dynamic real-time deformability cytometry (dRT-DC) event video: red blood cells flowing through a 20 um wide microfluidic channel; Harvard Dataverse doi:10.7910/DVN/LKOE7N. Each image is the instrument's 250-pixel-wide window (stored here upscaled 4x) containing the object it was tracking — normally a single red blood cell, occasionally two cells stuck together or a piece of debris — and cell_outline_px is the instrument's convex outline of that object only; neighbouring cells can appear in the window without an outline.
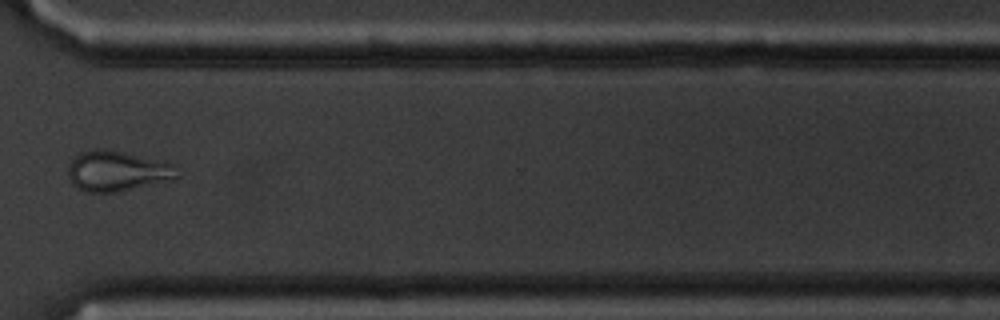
{"species": "common noctule bat (a hibernating species)", "species_latin": "Nyctalus noctula", "temperature_condition": "cold", "stored_images_in_passage": 14, "camera_frame_rate_fps": 3000, "um_per_image_px": 0.085, "animal": {"sex": "male", "body_mass_g": 20.1, "forearm_length_mm": 53.5}, "frame": {"image": 1, "passage_image": 10, "time_ms": 11.333, "image_size_px": [1000, 320], "cell_outline_px": [[180, 176], [176, 180], [116, 192], [88, 192], [76, 188], [72, 184], [68, 176], [68, 164], [80, 152], [100, 148], [168, 160], [180, 164]], "centroid_in_image_um": [10.1, 14.53], "position_along_channel_um": 360.5, "area_um2": 26.59}}